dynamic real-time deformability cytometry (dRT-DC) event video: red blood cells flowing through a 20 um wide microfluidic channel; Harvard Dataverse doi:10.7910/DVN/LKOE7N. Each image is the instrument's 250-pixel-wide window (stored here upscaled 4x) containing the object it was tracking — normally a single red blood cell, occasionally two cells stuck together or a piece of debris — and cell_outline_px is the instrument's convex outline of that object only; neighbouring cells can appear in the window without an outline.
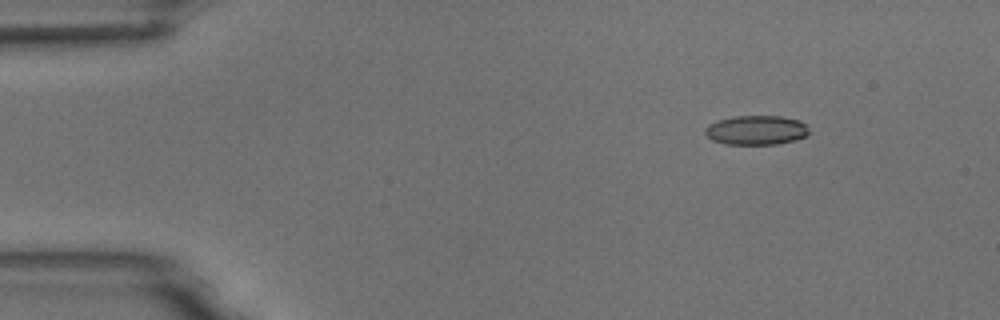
{"species": "common noctule bat (a hibernating species)", "species_latin": "Nyctalus noctula", "temperature_condition": "room temperature", "stored_images_in_passage": 8, "camera_frame_rate_fps": 3000, "um_per_image_px": 0.085, "animal": {"sex": "male", "body_mass_g": 18.8}, "frame": {"image": 1, "passage_image": 1, "time_ms": 0.0, "image_size_px": [1000, 320], "cell_outline_px": [[808, 136], [796, 140], [776, 144], [724, 144], [712, 140], [704, 132], [704, 128], [708, 124], [716, 120], [736, 116], [780, 116], [800, 120], [808, 128]], "centroid_in_image_um": [64.27, 11.06], "position_along_channel_um": 20.7, "area_um2": 17.92}}
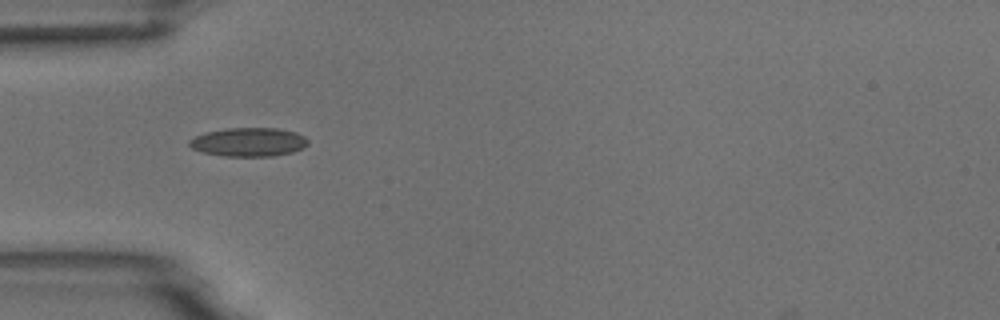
{"frame": {"image": 2, "passage_image": 4, "time_ms": 3.333, "image_size_px": [1000, 320], "cell_outline_px": [[308, 144], [304, 148], [292, 152], [272, 156], [224, 156], [204, 152], [192, 148], [188, 144], [188, 140], [204, 132], [224, 128], [276, 128], [296, 132], [304, 136], [308, 140]], "centroid_in_image_um": [21.14, 12.06], "position_along_channel_um": 63.9, "area_um2": 19.94}}
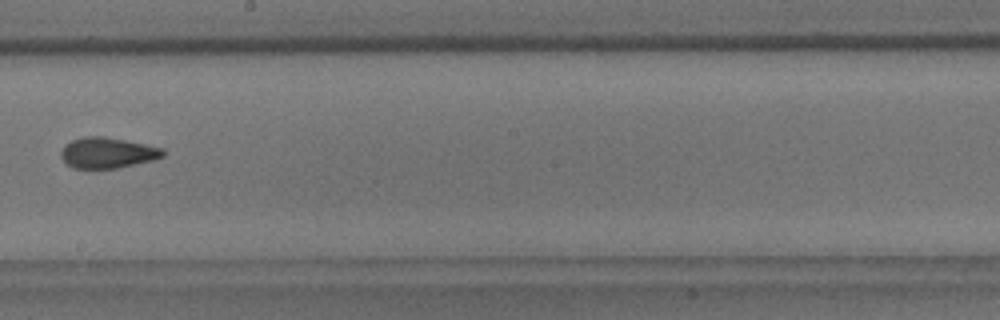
{"frame": {"image": 3, "passage_image": 8, "time_ms": 8.0, "image_size_px": [1000, 320], "cell_outline_px": [[164, 156], [152, 160], [116, 168], [72, 168], [60, 156], [60, 152], [64, 144], [72, 140], [84, 136], [104, 136], [164, 148]], "centroid_in_image_um": [9.11, 12.98], "position_along_channel_um": 239.1, "area_um2": 18.15}}